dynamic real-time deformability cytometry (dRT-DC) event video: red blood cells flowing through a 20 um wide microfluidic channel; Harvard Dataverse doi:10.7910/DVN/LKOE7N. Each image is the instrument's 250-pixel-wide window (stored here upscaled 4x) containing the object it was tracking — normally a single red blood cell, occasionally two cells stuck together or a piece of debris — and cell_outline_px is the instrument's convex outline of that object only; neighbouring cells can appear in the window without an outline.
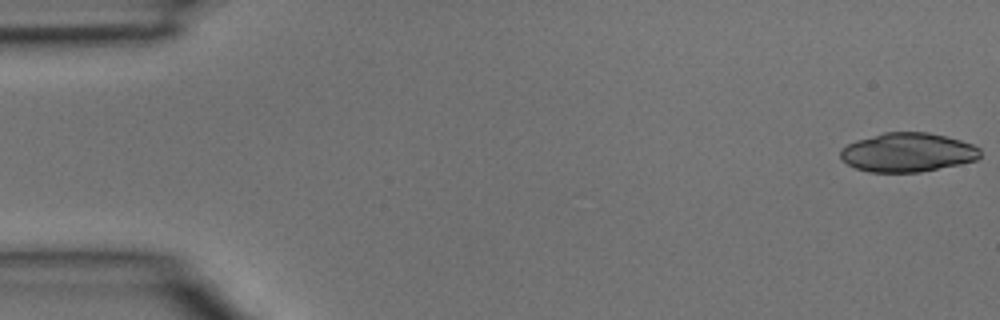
{"species": "common noctule bat (a hibernating species)", "species_latin": "Nyctalus noctula", "temperature_condition": "room temperature", "stored_images_in_passage": 4, "camera_frame_rate_fps": 3000, "um_per_image_px": 0.085, "animal": {"sex": "male", "body_mass_g": 15.6}, "frame": {"image": 1, "passage_image": 1, "time_ms": 0.0, "image_size_px": [1000, 320], "cell_outline_px": [[980, 156], [976, 160], [960, 164], [920, 172], [868, 172], [856, 168], [848, 164], [840, 156], [840, 148], [856, 140], [884, 132], [928, 132], [960, 140], [972, 144], [980, 148]], "centroid_in_image_um": [77.14, 12.95], "position_along_channel_um": 7.9, "area_um2": 31.73}}